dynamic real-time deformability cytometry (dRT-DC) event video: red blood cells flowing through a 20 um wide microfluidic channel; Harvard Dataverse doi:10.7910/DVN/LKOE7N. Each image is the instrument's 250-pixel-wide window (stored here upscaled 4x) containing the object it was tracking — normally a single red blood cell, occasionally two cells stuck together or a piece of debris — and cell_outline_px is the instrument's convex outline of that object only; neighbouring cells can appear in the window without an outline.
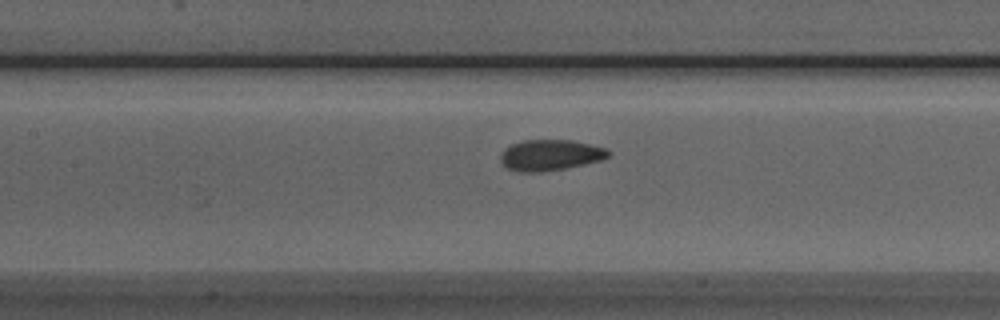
{"species": "Egyptian fruit bat (a non-hibernating species)", "species_latin": "Rousettus aegyptiacus", "temperature_condition": "room temperature", "stored_images_in_passage": 9, "segment_of_instrument_passage": [1, 2], "camera_frame_rate_fps": 3000, "um_per_image_px": 0.085, "animal": {"sex": "male"}, "frame": {"image": 1, "passage_image": 8, "time_ms": 9.0, "image_size_px": [1000, 320], "cell_outline_px": [[612, 152], [608, 156], [600, 160], [584, 164], [564, 168], [540, 172], [520, 172], [508, 168], [500, 160], [500, 156], [504, 148], [512, 144], [524, 140], [572, 140], [592, 144], [608, 148]], "centroid_in_image_um": [46.79, 13.17], "position_along_channel_um": 160.6, "area_um2": 19.42}}